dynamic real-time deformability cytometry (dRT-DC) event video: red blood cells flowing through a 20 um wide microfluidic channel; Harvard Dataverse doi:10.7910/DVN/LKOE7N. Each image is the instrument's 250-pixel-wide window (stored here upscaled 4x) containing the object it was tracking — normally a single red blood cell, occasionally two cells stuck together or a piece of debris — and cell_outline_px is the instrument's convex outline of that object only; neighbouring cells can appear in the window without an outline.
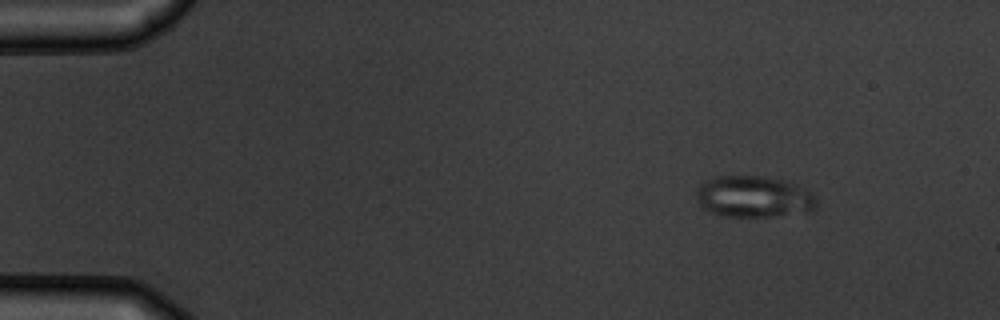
{"species": "common noctule bat (a hibernating species)", "species_latin": "Nyctalus noctula", "temperature_condition": "warm", "stored_images_in_passage": 5, "camera_frame_rate_fps": 3000, "um_per_image_px": 0.085, "animal": {"sex": "male", "body_mass_g": 19.5, "forearm_length_mm": 54.6}, "frame": {"image": 1, "passage_image": 2, "time_ms": 1.0, "image_size_px": [1000, 320], "cell_outline_px": [[816, 208], [808, 212], [772, 216], [728, 216], [712, 212], [700, 208], [696, 200], [696, 192], [700, 184], [704, 180], [716, 176], [760, 176], [784, 180], [796, 184], [812, 192], [816, 196]], "centroid_in_image_um": [64.06, 16.71], "position_along_channel_um": 20.9, "area_um2": 29.25}}